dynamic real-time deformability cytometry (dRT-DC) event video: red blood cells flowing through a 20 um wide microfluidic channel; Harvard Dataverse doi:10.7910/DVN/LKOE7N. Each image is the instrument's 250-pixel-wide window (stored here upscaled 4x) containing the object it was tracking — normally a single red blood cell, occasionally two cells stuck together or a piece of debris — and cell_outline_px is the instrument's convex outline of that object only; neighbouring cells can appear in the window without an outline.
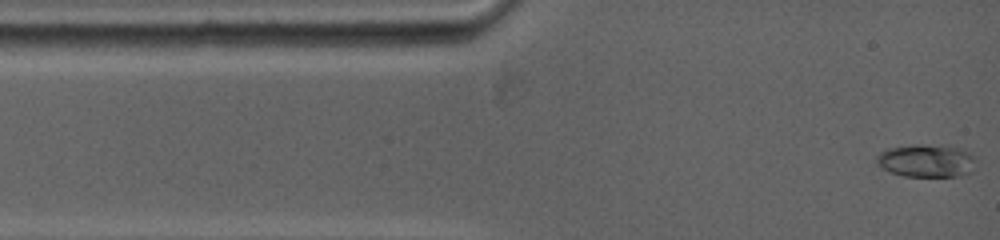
{"species": "common noctule bat (a hibernating species)", "species_latin": "Nyctalus noctula", "temperature_condition": "warm", "stored_images_in_passage": 57, "camera_frame_rate_fps": 5000, "um_per_image_px": 0.085, "animal": {"sex": "female", "body_mass_g": 19.0, "forearm_length_mm": 53.3}, "frame": {"image": 1, "passage_image": 1, "time_ms": 0.0, "image_size_px": [1000, 240], "cell_outline_px": [[972, 172], [960, 176], [904, 176], [880, 168], [876, 160], [876, 156], [880, 152], [888, 148], [916, 144], [948, 144], [960, 148], [968, 152], [972, 156]], "centroid_in_image_um": [78.71, 13.64], "position_along_channel_um": 6.3, "area_um2": 19.13}}
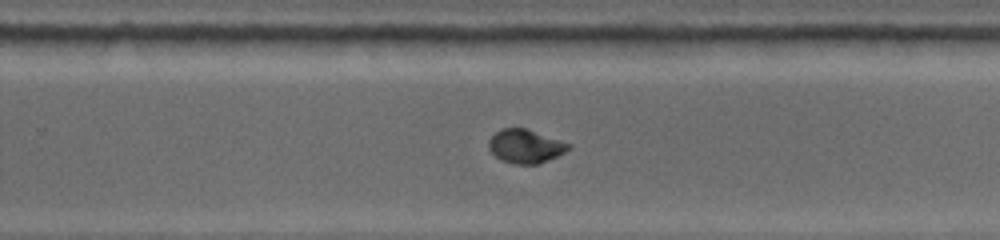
{"frame": {"image": 2, "passage_image": 22, "time_ms": 8.4, "image_size_px": [1000, 240], "cell_outline_px": [[572, 148], [556, 156], [536, 164], [516, 164], [500, 160], [488, 148], [488, 140], [500, 128], [528, 128], [572, 144]], "centroid_in_image_um": [44.66, 12.41], "position_along_channel_um": 285.1, "area_um2": 15.72}}
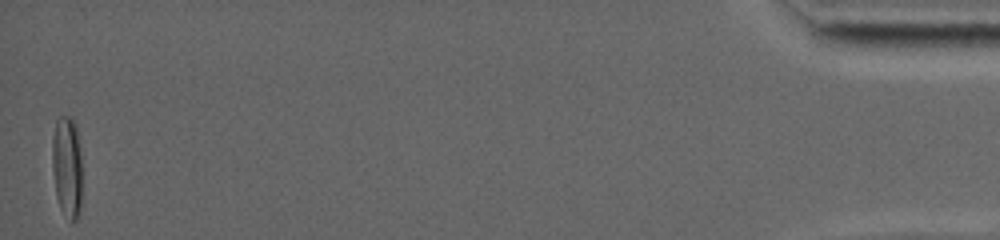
{"frame": {"image": 3, "passage_image": 55, "time_ms": 16.0, "image_size_px": [1000, 240], "cell_outline_px": [[80, 212], [76, 220], [72, 224], [60, 208], [56, 196], [52, 168], [52, 136], [56, 120], [60, 116], [72, 116], [76, 124], [80, 152]], "centroid_in_image_um": [5.68, 14.15], "position_along_channel_um": 429.5, "area_um2": 17.86}, "authors_computed_cell_mechanics": {"area_um2": 16.0106, "velocity_mm_per_s": 3.893, "shape_relaxation_time_tau1_ms": 4.7309, "shape_relaxation_time_tau2_ms": 1.107, "deformation_change_tau1": 0.1923, "deformation_change_tau2": 0.042}}